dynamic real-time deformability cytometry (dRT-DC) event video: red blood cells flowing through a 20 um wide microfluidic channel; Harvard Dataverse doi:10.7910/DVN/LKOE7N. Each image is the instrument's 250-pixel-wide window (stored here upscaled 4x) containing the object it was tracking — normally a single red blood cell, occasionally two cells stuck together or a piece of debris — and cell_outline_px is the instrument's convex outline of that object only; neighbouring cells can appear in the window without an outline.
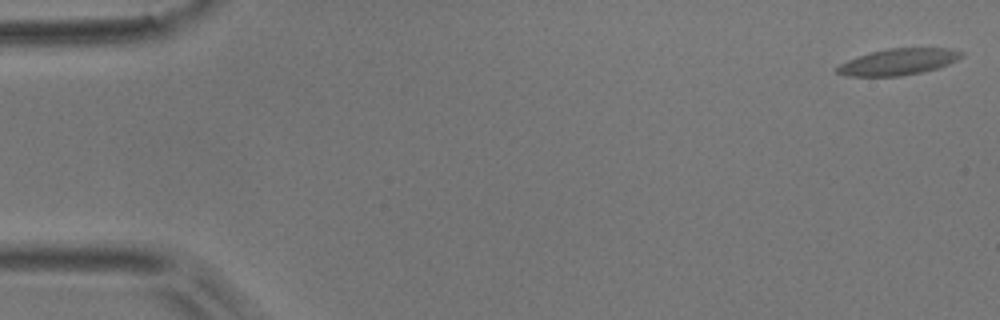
{"species": "common noctule bat (a hibernating species)", "species_latin": "Nyctalus noctula", "temperature_condition": "room temperature", "stored_images_in_passage": 5, "camera_frame_rate_fps": 3000, "um_per_image_px": 0.085, "animal": {"sex": "male", "body_mass_g": 17.9}, "frame": {"image": 1, "passage_image": 1, "time_ms": 0.0, "image_size_px": [1000, 320], "cell_outline_px": [[964, 56], [948, 64], [936, 68], [920, 72], [900, 76], [848, 76], [836, 72], [836, 68], [840, 64], [848, 60], [872, 52], [888, 48], [952, 48], [964, 52]], "centroid_in_image_um": [76.39, 5.25], "position_along_channel_um": 8.6, "area_um2": 18.9}}
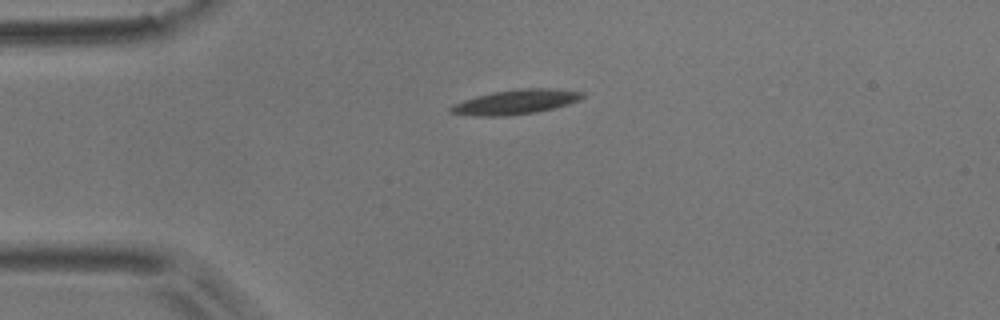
{"frame": {"image": 2, "passage_image": 4, "time_ms": 1.0, "image_size_px": [1000, 320], "cell_outline_px": [[584, 96], [580, 100], [568, 104], [536, 112], [504, 116], [476, 116], [448, 112], [448, 108], [452, 104], [476, 96], [492, 92], [520, 88], [548, 88], [584, 92]], "centroid_in_image_um": [43.8, 8.66], "position_along_channel_um": 41.2, "area_um2": 18.84}}